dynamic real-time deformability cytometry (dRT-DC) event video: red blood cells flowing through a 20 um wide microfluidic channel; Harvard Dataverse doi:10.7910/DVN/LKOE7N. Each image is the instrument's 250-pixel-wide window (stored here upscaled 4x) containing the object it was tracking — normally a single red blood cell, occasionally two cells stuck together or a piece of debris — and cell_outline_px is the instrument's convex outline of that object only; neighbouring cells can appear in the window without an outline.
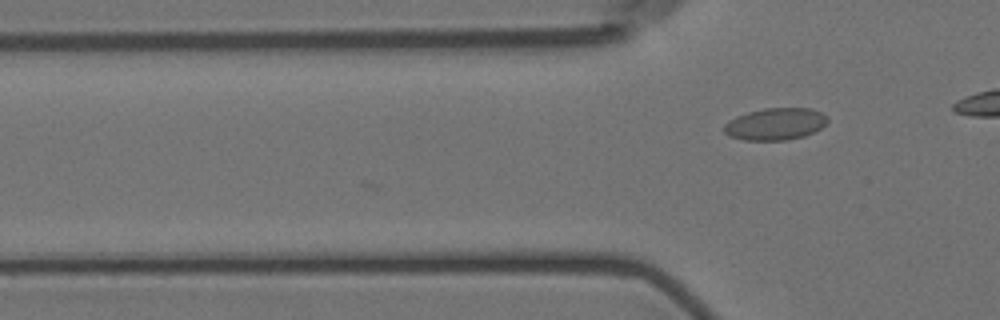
{"species": "Egyptian fruit bat (a non-hibernating species)", "species_latin": "Rousettus aegyptiacus", "temperature_condition": "room temperature", "stored_images_in_passage": 5, "camera_frame_rate_fps": 3000, "um_per_image_px": 0.085, "animal": {"sex": "female"}, "frame": {"image": 1, "passage_image": 5, "time_ms": 4.333, "image_size_px": [1000, 320], "cell_outline_px": [[828, 120], [820, 128], [804, 136], [788, 140], [744, 140], [728, 136], [724, 132], [724, 124], [728, 120], [736, 116], [748, 112], [764, 108], [812, 108], [828, 116]], "centroid_in_image_um": [65.88, 10.54], "position_along_channel_um": 59.9, "area_um2": 19.36}}